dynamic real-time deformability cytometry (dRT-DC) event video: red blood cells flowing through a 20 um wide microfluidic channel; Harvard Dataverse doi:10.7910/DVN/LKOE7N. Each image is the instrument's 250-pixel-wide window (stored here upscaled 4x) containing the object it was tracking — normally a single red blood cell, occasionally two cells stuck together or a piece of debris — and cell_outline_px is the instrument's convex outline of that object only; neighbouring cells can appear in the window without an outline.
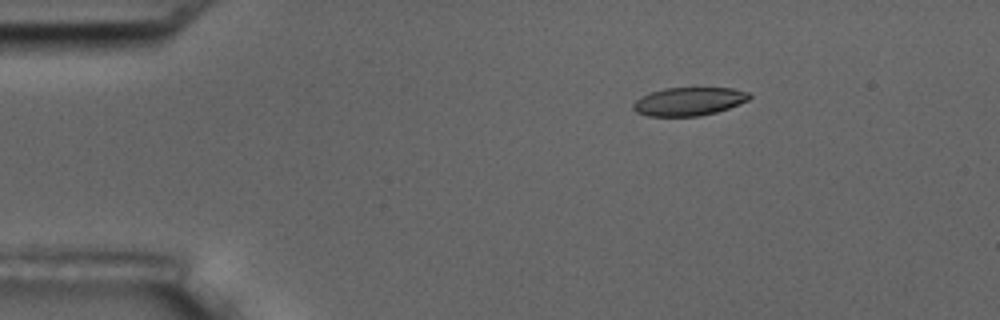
{"species": "common noctule bat (a hibernating species)", "species_latin": "Nyctalus noctula", "temperature_condition": "room temperature", "stored_images_in_passage": 5, "camera_frame_rate_fps": 3000, "um_per_image_px": 0.085, "animal": {"sex": "male", "body_mass_g": 17.5, "forearm_length_mm": 52.3}, "frame": {"image": 1, "passage_image": 3, "time_ms": 2.333, "image_size_px": [1000, 320], "cell_outline_px": [[752, 96], [748, 100], [728, 108], [716, 112], [700, 116], [648, 116], [636, 112], [632, 108], [632, 104], [640, 96], [664, 88], [732, 88], [748, 92]], "centroid_in_image_um": [58.53, 8.62], "position_along_channel_um": 26.5, "area_um2": 19.13}}